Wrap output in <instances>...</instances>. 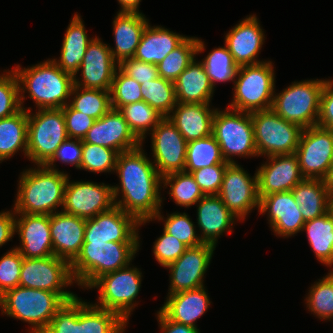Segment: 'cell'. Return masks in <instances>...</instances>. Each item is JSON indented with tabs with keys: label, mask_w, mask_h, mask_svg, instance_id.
I'll list each match as a JSON object with an SVG mask.
<instances>
[{
	"label": "cell",
	"mask_w": 333,
	"mask_h": 333,
	"mask_svg": "<svg viewBox=\"0 0 333 333\" xmlns=\"http://www.w3.org/2000/svg\"><path fill=\"white\" fill-rule=\"evenodd\" d=\"M142 147L141 144L135 149L119 153L115 171L120 186H112L115 206L139 222L153 219L161 210L160 190L163 187L162 176L146 157ZM121 193L122 199L118 200Z\"/></svg>",
	"instance_id": "1"
},
{
	"label": "cell",
	"mask_w": 333,
	"mask_h": 333,
	"mask_svg": "<svg viewBox=\"0 0 333 333\" xmlns=\"http://www.w3.org/2000/svg\"><path fill=\"white\" fill-rule=\"evenodd\" d=\"M68 174L45 165L25 169L19 177L15 214L51 215L63 208Z\"/></svg>",
	"instance_id": "2"
},
{
	"label": "cell",
	"mask_w": 333,
	"mask_h": 333,
	"mask_svg": "<svg viewBox=\"0 0 333 333\" xmlns=\"http://www.w3.org/2000/svg\"><path fill=\"white\" fill-rule=\"evenodd\" d=\"M12 70L19 82L22 109H25V91L37 109H61L69 103L67 100L74 86V77L64 72L53 60L48 59L23 69L17 65Z\"/></svg>",
	"instance_id": "3"
},
{
	"label": "cell",
	"mask_w": 333,
	"mask_h": 333,
	"mask_svg": "<svg viewBox=\"0 0 333 333\" xmlns=\"http://www.w3.org/2000/svg\"><path fill=\"white\" fill-rule=\"evenodd\" d=\"M140 242L83 243L81 251L70 264L78 286L88 288L100 276L130 265Z\"/></svg>",
	"instance_id": "4"
},
{
	"label": "cell",
	"mask_w": 333,
	"mask_h": 333,
	"mask_svg": "<svg viewBox=\"0 0 333 333\" xmlns=\"http://www.w3.org/2000/svg\"><path fill=\"white\" fill-rule=\"evenodd\" d=\"M127 322L116 312L76 296L64 302L43 333H123Z\"/></svg>",
	"instance_id": "5"
},
{
	"label": "cell",
	"mask_w": 333,
	"mask_h": 333,
	"mask_svg": "<svg viewBox=\"0 0 333 333\" xmlns=\"http://www.w3.org/2000/svg\"><path fill=\"white\" fill-rule=\"evenodd\" d=\"M66 302L58 293L17 286L0 296L2 315L31 324L30 333H43Z\"/></svg>",
	"instance_id": "6"
},
{
	"label": "cell",
	"mask_w": 333,
	"mask_h": 333,
	"mask_svg": "<svg viewBox=\"0 0 333 333\" xmlns=\"http://www.w3.org/2000/svg\"><path fill=\"white\" fill-rule=\"evenodd\" d=\"M274 82L271 61L239 66L232 103L227 107L247 113L271 109L275 94Z\"/></svg>",
	"instance_id": "7"
},
{
	"label": "cell",
	"mask_w": 333,
	"mask_h": 333,
	"mask_svg": "<svg viewBox=\"0 0 333 333\" xmlns=\"http://www.w3.org/2000/svg\"><path fill=\"white\" fill-rule=\"evenodd\" d=\"M212 135L217 140L226 162L236 163L233 156H258L251 113L226 107L216 108ZM232 156V157H231Z\"/></svg>",
	"instance_id": "8"
},
{
	"label": "cell",
	"mask_w": 333,
	"mask_h": 333,
	"mask_svg": "<svg viewBox=\"0 0 333 333\" xmlns=\"http://www.w3.org/2000/svg\"><path fill=\"white\" fill-rule=\"evenodd\" d=\"M325 81L326 79H316L292 82L282 92L274 94L272 109L281 118L303 129L317 125Z\"/></svg>",
	"instance_id": "9"
},
{
	"label": "cell",
	"mask_w": 333,
	"mask_h": 333,
	"mask_svg": "<svg viewBox=\"0 0 333 333\" xmlns=\"http://www.w3.org/2000/svg\"><path fill=\"white\" fill-rule=\"evenodd\" d=\"M28 111L27 158L36 165H45L56 149L68 138L62 109Z\"/></svg>",
	"instance_id": "10"
},
{
	"label": "cell",
	"mask_w": 333,
	"mask_h": 333,
	"mask_svg": "<svg viewBox=\"0 0 333 333\" xmlns=\"http://www.w3.org/2000/svg\"><path fill=\"white\" fill-rule=\"evenodd\" d=\"M258 156L294 154L303 128L281 118L272 108L251 113Z\"/></svg>",
	"instance_id": "11"
},
{
	"label": "cell",
	"mask_w": 333,
	"mask_h": 333,
	"mask_svg": "<svg viewBox=\"0 0 333 333\" xmlns=\"http://www.w3.org/2000/svg\"><path fill=\"white\" fill-rule=\"evenodd\" d=\"M129 266L131 265L100 276L88 287L99 290V304L94 305L116 312L127 323L131 312L137 306L135 299L142 281V272L134 266Z\"/></svg>",
	"instance_id": "12"
},
{
	"label": "cell",
	"mask_w": 333,
	"mask_h": 333,
	"mask_svg": "<svg viewBox=\"0 0 333 333\" xmlns=\"http://www.w3.org/2000/svg\"><path fill=\"white\" fill-rule=\"evenodd\" d=\"M70 263L54 255L44 258H23L19 286L58 293L65 301L77 295L65 290L74 282Z\"/></svg>",
	"instance_id": "13"
},
{
	"label": "cell",
	"mask_w": 333,
	"mask_h": 333,
	"mask_svg": "<svg viewBox=\"0 0 333 333\" xmlns=\"http://www.w3.org/2000/svg\"><path fill=\"white\" fill-rule=\"evenodd\" d=\"M305 179H324L333 162V129L305 128L294 153Z\"/></svg>",
	"instance_id": "14"
},
{
	"label": "cell",
	"mask_w": 333,
	"mask_h": 333,
	"mask_svg": "<svg viewBox=\"0 0 333 333\" xmlns=\"http://www.w3.org/2000/svg\"><path fill=\"white\" fill-rule=\"evenodd\" d=\"M249 175L239 164L229 163L217 194L228 210L242 221L253 208L259 211L260 205L257 173L253 177Z\"/></svg>",
	"instance_id": "15"
},
{
	"label": "cell",
	"mask_w": 333,
	"mask_h": 333,
	"mask_svg": "<svg viewBox=\"0 0 333 333\" xmlns=\"http://www.w3.org/2000/svg\"><path fill=\"white\" fill-rule=\"evenodd\" d=\"M115 206L112 186L89 181H70L65 187L63 212L84 219L95 217Z\"/></svg>",
	"instance_id": "16"
},
{
	"label": "cell",
	"mask_w": 333,
	"mask_h": 333,
	"mask_svg": "<svg viewBox=\"0 0 333 333\" xmlns=\"http://www.w3.org/2000/svg\"><path fill=\"white\" fill-rule=\"evenodd\" d=\"M153 164L163 177L185 169L187 141L176 126L164 117L150 132Z\"/></svg>",
	"instance_id": "17"
},
{
	"label": "cell",
	"mask_w": 333,
	"mask_h": 333,
	"mask_svg": "<svg viewBox=\"0 0 333 333\" xmlns=\"http://www.w3.org/2000/svg\"><path fill=\"white\" fill-rule=\"evenodd\" d=\"M140 222L121 208L112 209L86 219L84 243L139 242Z\"/></svg>",
	"instance_id": "18"
},
{
	"label": "cell",
	"mask_w": 333,
	"mask_h": 333,
	"mask_svg": "<svg viewBox=\"0 0 333 333\" xmlns=\"http://www.w3.org/2000/svg\"><path fill=\"white\" fill-rule=\"evenodd\" d=\"M215 246L202 243L188 247L185 252L165 268L170 271L168 295L204 286V274L209 268Z\"/></svg>",
	"instance_id": "19"
},
{
	"label": "cell",
	"mask_w": 333,
	"mask_h": 333,
	"mask_svg": "<svg viewBox=\"0 0 333 333\" xmlns=\"http://www.w3.org/2000/svg\"><path fill=\"white\" fill-rule=\"evenodd\" d=\"M119 64L113 58L108 44L96 37L88 44L79 67L82 80L74 76V85L83 88L110 91Z\"/></svg>",
	"instance_id": "20"
},
{
	"label": "cell",
	"mask_w": 333,
	"mask_h": 333,
	"mask_svg": "<svg viewBox=\"0 0 333 333\" xmlns=\"http://www.w3.org/2000/svg\"><path fill=\"white\" fill-rule=\"evenodd\" d=\"M82 143L107 147L118 153L135 149L142 144L130 130L119 110L113 108L100 119L95 120Z\"/></svg>",
	"instance_id": "21"
},
{
	"label": "cell",
	"mask_w": 333,
	"mask_h": 333,
	"mask_svg": "<svg viewBox=\"0 0 333 333\" xmlns=\"http://www.w3.org/2000/svg\"><path fill=\"white\" fill-rule=\"evenodd\" d=\"M256 170L260 199L266 195L291 191L305 179L295 154L268 156L265 164Z\"/></svg>",
	"instance_id": "22"
},
{
	"label": "cell",
	"mask_w": 333,
	"mask_h": 333,
	"mask_svg": "<svg viewBox=\"0 0 333 333\" xmlns=\"http://www.w3.org/2000/svg\"><path fill=\"white\" fill-rule=\"evenodd\" d=\"M15 233L20 246L15 249L24 258H44L54 255L50 235V215L15 214ZM18 215V217H17Z\"/></svg>",
	"instance_id": "23"
},
{
	"label": "cell",
	"mask_w": 333,
	"mask_h": 333,
	"mask_svg": "<svg viewBox=\"0 0 333 333\" xmlns=\"http://www.w3.org/2000/svg\"><path fill=\"white\" fill-rule=\"evenodd\" d=\"M259 212H268L267 220L276 236L291 237L303 231L305 221L291 191L263 196Z\"/></svg>",
	"instance_id": "24"
},
{
	"label": "cell",
	"mask_w": 333,
	"mask_h": 333,
	"mask_svg": "<svg viewBox=\"0 0 333 333\" xmlns=\"http://www.w3.org/2000/svg\"><path fill=\"white\" fill-rule=\"evenodd\" d=\"M86 219L61 210L50 215V235L54 256L72 263L84 243Z\"/></svg>",
	"instance_id": "25"
},
{
	"label": "cell",
	"mask_w": 333,
	"mask_h": 333,
	"mask_svg": "<svg viewBox=\"0 0 333 333\" xmlns=\"http://www.w3.org/2000/svg\"><path fill=\"white\" fill-rule=\"evenodd\" d=\"M261 28L256 15H249L225 35L224 43L238 66L264 62L257 60L265 40Z\"/></svg>",
	"instance_id": "26"
},
{
	"label": "cell",
	"mask_w": 333,
	"mask_h": 333,
	"mask_svg": "<svg viewBox=\"0 0 333 333\" xmlns=\"http://www.w3.org/2000/svg\"><path fill=\"white\" fill-rule=\"evenodd\" d=\"M197 205V225L203 243L216 247L218 237L224 232H232L237 218L228 210L218 195L203 196Z\"/></svg>",
	"instance_id": "27"
},
{
	"label": "cell",
	"mask_w": 333,
	"mask_h": 333,
	"mask_svg": "<svg viewBox=\"0 0 333 333\" xmlns=\"http://www.w3.org/2000/svg\"><path fill=\"white\" fill-rule=\"evenodd\" d=\"M215 111L210 108V103H177L168 119L190 142L212 134Z\"/></svg>",
	"instance_id": "28"
},
{
	"label": "cell",
	"mask_w": 333,
	"mask_h": 333,
	"mask_svg": "<svg viewBox=\"0 0 333 333\" xmlns=\"http://www.w3.org/2000/svg\"><path fill=\"white\" fill-rule=\"evenodd\" d=\"M149 24L142 12H119L113 20L115 48L109 49L115 61L120 64L123 60L133 58L142 34Z\"/></svg>",
	"instance_id": "29"
},
{
	"label": "cell",
	"mask_w": 333,
	"mask_h": 333,
	"mask_svg": "<svg viewBox=\"0 0 333 333\" xmlns=\"http://www.w3.org/2000/svg\"><path fill=\"white\" fill-rule=\"evenodd\" d=\"M205 286L167 296L160 311L170 320L197 328L196 320L204 315L210 306Z\"/></svg>",
	"instance_id": "30"
},
{
	"label": "cell",
	"mask_w": 333,
	"mask_h": 333,
	"mask_svg": "<svg viewBox=\"0 0 333 333\" xmlns=\"http://www.w3.org/2000/svg\"><path fill=\"white\" fill-rule=\"evenodd\" d=\"M188 36L174 33L162 26H146L133 58L158 65Z\"/></svg>",
	"instance_id": "31"
},
{
	"label": "cell",
	"mask_w": 333,
	"mask_h": 333,
	"mask_svg": "<svg viewBox=\"0 0 333 333\" xmlns=\"http://www.w3.org/2000/svg\"><path fill=\"white\" fill-rule=\"evenodd\" d=\"M177 103H210L214 88L203 63L196 58L174 81Z\"/></svg>",
	"instance_id": "32"
},
{
	"label": "cell",
	"mask_w": 333,
	"mask_h": 333,
	"mask_svg": "<svg viewBox=\"0 0 333 333\" xmlns=\"http://www.w3.org/2000/svg\"><path fill=\"white\" fill-rule=\"evenodd\" d=\"M79 14H74L61 46L60 59H52L64 72L77 76L88 44L94 39L89 38Z\"/></svg>",
	"instance_id": "33"
},
{
	"label": "cell",
	"mask_w": 333,
	"mask_h": 333,
	"mask_svg": "<svg viewBox=\"0 0 333 333\" xmlns=\"http://www.w3.org/2000/svg\"><path fill=\"white\" fill-rule=\"evenodd\" d=\"M291 192L304 221L322 216L331 208V195L322 179H304Z\"/></svg>",
	"instance_id": "34"
},
{
	"label": "cell",
	"mask_w": 333,
	"mask_h": 333,
	"mask_svg": "<svg viewBox=\"0 0 333 333\" xmlns=\"http://www.w3.org/2000/svg\"><path fill=\"white\" fill-rule=\"evenodd\" d=\"M28 111L0 119V163L22 150L27 157Z\"/></svg>",
	"instance_id": "35"
},
{
	"label": "cell",
	"mask_w": 333,
	"mask_h": 333,
	"mask_svg": "<svg viewBox=\"0 0 333 333\" xmlns=\"http://www.w3.org/2000/svg\"><path fill=\"white\" fill-rule=\"evenodd\" d=\"M310 247L323 265L333 266V212L331 209L315 219L305 221Z\"/></svg>",
	"instance_id": "36"
},
{
	"label": "cell",
	"mask_w": 333,
	"mask_h": 333,
	"mask_svg": "<svg viewBox=\"0 0 333 333\" xmlns=\"http://www.w3.org/2000/svg\"><path fill=\"white\" fill-rule=\"evenodd\" d=\"M204 50L205 44L200 38L187 37L157 65L158 75L174 82L195 56Z\"/></svg>",
	"instance_id": "37"
},
{
	"label": "cell",
	"mask_w": 333,
	"mask_h": 333,
	"mask_svg": "<svg viewBox=\"0 0 333 333\" xmlns=\"http://www.w3.org/2000/svg\"><path fill=\"white\" fill-rule=\"evenodd\" d=\"M216 164H229L222 156L220 146L214 136L187 142L184 171L191 173L203 167Z\"/></svg>",
	"instance_id": "38"
},
{
	"label": "cell",
	"mask_w": 333,
	"mask_h": 333,
	"mask_svg": "<svg viewBox=\"0 0 333 333\" xmlns=\"http://www.w3.org/2000/svg\"><path fill=\"white\" fill-rule=\"evenodd\" d=\"M72 96V97H71ZM74 96V97H73ZM69 105L91 118L97 120L105 115L111 107L110 91L73 86Z\"/></svg>",
	"instance_id": "39"
},
{
	"label": "cell",
	"mask_w": 333,
	"mask_h": 333,
	"mask_svg": "<svg viewBox=\"0 0 333 333\" xmlns=\"http://www.w3.org/2000/svg\"><path fill=\"white\" fill-rule=\"evenodd\" d=\"M118 110L123 115L130 130L142 143L147 132H151L164 118L145 101L128 104Z\"/></svg>",
	"instance_id": "40"
},
{
	"label": "cell",
	"mask_w": 333,
	"mask_h": 333,
	"mask_svg": "<svg viewBox=\"0 0 333 333\" xmlns=\"http://www.w3.org/2000/svg\"><path fill=\"white\" fill-rule=\"evenodd\" d=\"M143 101L163 117H168L177 105L174 82L158 77L140 84Z\"/></svg>",
	"instance_id": "41"
},
{
	"label": "cell",
	"mask_w": 333,
	"mask_h": 333,
	"mask_svg": "<svg viewBox=\"0 0 333 333\" xmlns=\"http://www.w3.org/2000/svg\"><path fill=\"white\" fill-rule=\"evenodd\" d=\"M163 186L170 187V199L184 208L197 204L204 196L193 175L186 171L174 172L162 177Z\"/></svg>",
	"instance_id": "42"
},
{
	"label": "cell",
	"mask_w": 333,
	"mask_h": 333,
	"mask_svg": "<svg viewBox=\"0 0 333 333\" xmlns=\"http://www.w3.org/2000/svg\"><path fill=\"white\" fill-rule=\"evenodd\" d=\"M201 62L213 88L216 82L232 81L234 83L239 66L234 62L226 45L209 52Z\"/></svg>",
	"instance_id": "43"
},
{
	"label": "cell",
	"mask_w": 333,
	"mask_h": 333,
	"mask_svg": "<svg viewBox=\"0 0 333 333\" xmlns=\"http://www.w3.org/2000/svg\"><path fill=\"white\" fill-rule=\"evenodd\" d=\"M333 269V268H332ZM307 308L322 320L333 319V271L315 282L306 298Z\"/></svg>",
	"instance_id": "44"
},
{
	"label": "cell",
	"mask_w": 333,
	"mask_h": 333,
	"mask_svg": "<svg viewBox=\"0 0 333 333\" xmlns=\"http://www.w3.org/2000/svg\"><path fill=\"white\" fill-rule=\"evenodd\" d=\"M163 217L164 216L161 215V211L159 210L153 219L140 222V226L154 219L159 221L163 220L165 222L163 229L187 247H195L203 243L200 237L197 236L198 234H196L195 224L186 213L182 214L174 212L172 214H168L166 220H164Z\"/></svg>",
	"instance_id": "45"
},
{
	"label": "cell",
	"mask_w": 333,
	"mask_h": 333,
	"mask_svg": "<svg viewBox=\"0 0 333 333\" xmlns=\"http://www.w3.org/2000/svg\"><path fill=\"white\" fill-rule=\"evenodd\" d=\"M82 152L80 169L94 173L111 171L115 173L119 155L116 150L95 144L83 143Z\"/></svg>",
	"instance_id": "46"
},
{
	"label": "cell",
	"mask_w": 333,
	"mask_h": 333,
	"mask_svg": "<svg viewBox=\"0 0 333 333\" xmlns=\"http://www.w3.org/2000/svg\"><path fill=\"white\" fill-rule=\"evenodd\" d=\"M111 107L118 110L122 106L143 101L141 86L132 77L117 68L110 90Z\"/></svg>",
	"instance_id": "47"
},
{
	"label": "cell",
	"mask_w": 333,
	"mask_h": 333,
	"mask_svg": "<svg viewBox=\"0 0 333 333\" xmlns=\"http://www.w3.org/2000/svg\"><path fill=\"white\" fill-rule=\"evenodd\" d=\"M3 72L6 73L0 75V119L13 116L22 109L16 74L12 69Z\"/></svg>",
	"instance_id": "48"
},
{
	"label": "cell",
	"mask_w": 333,
	"mask_h": 333,
	"mask_svg": "<svg viewBox=\"0 0 333 333\" xmlns=\"http://www.w3.org/2000/svg\"><path fill=\"white\" fill-rule=\"evenodd\" d=\"M23 258L14 247L0 258V296L19 286Z\"/></svg>",
	"instance_id": "49"
},
{
	"label": "cell",
	"mask_w": 333,
	"mask_h": 333,
	"mask_svg": "<svg viewBox=\"0 0 333 333\" xmlns=\"http://www.w3.org/2000/svg\"><path fill=\"white\" fill-rule=\"evenodd\" d=\"M187 248L181 241L163 229L162 235L154 242L153 253L156 261L165 268L176 261Z\"/></svg>",
	"instance_id": "50"
},
{
	"label": "cell",
	"mask_w": 333,
	"mask_h": 333,
	"mask_svg": "<svg viewBox=\"0 0 333 333\" xmlns=\"http://www.w3.org/2000/svg\"><path fill=\"white\" fill-rule=\"evenodd\" d=\"M228 164H216L191 172L204 196L217 195Z\"/></svg>",
	"instance_id": "51"
},
{
	"label": "cell",
	"mask_w": 333,
	"mask_h": 333,
	"mask_svg": "<svg viewBox=\"0 0 333 333\" xmlns=\"http://www.w3.org/2000/svg\"><path fill=\"white\" fill-rule=\"evenodd\" d=\"M82 147L83 143L81 139L67 138L61 143V145L56 149V152L52 158L45 164V166L52 170H57L55 167V162L61 161L65 164H70L80 169V164L82 161Z\"/></svg>",
	"instance_id": "52"
},
{
	"label": "cell",
	"mask_w": 333,
	"mask_h": 333,
	"mask_svg": "<svg viewBox=\"0 0 333 333\" xmlns=\"http://www.w3.org/2000/svg\"><path fill=\"white\" fill-rule=\"evenodd\" d=\"M61 109L63 110L68 138L83 140L87 131L93 126L95 119L74 110L69 104Z\"/></svg>",
	"instance_id": "53"
},
{
	"label": "cell",
	"mask_w": 333,
	"mask_h": 333,
	"mask_svg": "<svg viewBox=\"0 0 333 333\" xmlns=\"http://www.w3.org/2000/svg\"><path fill=\"white\" fill-rule=\"evenodd\" d=\"M119 68L139 84L159 77L157 65L146 63L135 58H128L119 64Z\"/></svg>",
	"instance_id": "54"
},
{
	"label": "cell",
	"mask_w": 333,
	"mask_h": 333,
	"mask_svg": "<svg viewBox=\"0 0 333 333\" xmlns=\"http://www.w3.org/2000/svg\"><path fill=\"white\" fill-rule=\"evenodd\" d=\"M317 125L333 129V80H326L320 97Z\"/></svg>",
	"instance_id": "55"
},
{
	"label": "cell",
	"mask_w": 333,
	"mask_h": 333,
	"mask_svg": "<svg viewBox=\"0 0 333 333\" xmlns=\"http://www.w3.org/2000/svg\"><path fill=\"white\" fill-rule=\"evenodd\" d=\"M0 212V247L15 235V211Z\"/></svg>",
	"instance_id": "56"
},
{
	"label": "cell",
	"mask_w": 333,
	"mask_h": 333,
	"mask_svg": "<svg viewBox=\"0 0 333 333\" xmlns=\"http://www.w3.org/2000/svg\"><path fill=\"white\" fill-rule=\"evenodd\" d=\"M157 319L162 333H200L198 328L179 324L168 319L160 310L157 311Z\"/></svg>",
	"instance_id": "57"
},
{
	"label": "cell",
	"mask_w": 333,
	"mask_h": 333,
	"mask_svg": "<svg viewBox=\"0 0 333 333\" xmlns=\"http://www.w3.org/2000/svg\"><path fill=\"white\" fill-rule=\"evenodd\" d=\"M121 6L119 12H140L138 10L141 0H117Z\"/></svg>",
	"instance_id": "58"
},
{
	"label": "cell",
	"mask_w": 333,
	"mask_h": 333,
	"mask_svg": "<svg viewBox=\"0 0 333 333\" xmlns=\"http://www.w3.org/2000/svg\"><path fill=\"white\" fill-rule=\"evenodd\" d=\"M326 188L329 191V194L333 195V162L331 163L328 173L326 174L325 178L323 179Z\"/></svg>",
	"instance_id": "59"
},
{
	"label": "cell",
	"mask_w": 333,
	"mask_h": 333,
	"mask_svg": "<svg viewBox=\"0 0 333 333\" xmlns=\"http://www.w3.org/2000/svg\"><path fill=\"white\" fill-rule=\"evenodd\" d=\"M331 211L333 212V195L331 196Z\"/></svg>",
	"instance_id": "60"
}]
</instances>
